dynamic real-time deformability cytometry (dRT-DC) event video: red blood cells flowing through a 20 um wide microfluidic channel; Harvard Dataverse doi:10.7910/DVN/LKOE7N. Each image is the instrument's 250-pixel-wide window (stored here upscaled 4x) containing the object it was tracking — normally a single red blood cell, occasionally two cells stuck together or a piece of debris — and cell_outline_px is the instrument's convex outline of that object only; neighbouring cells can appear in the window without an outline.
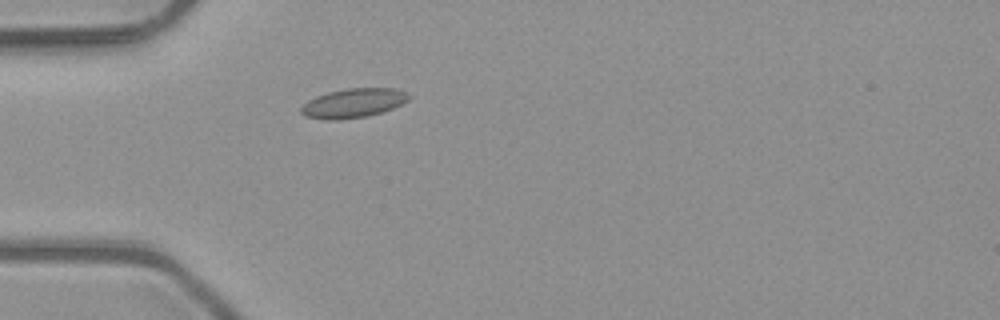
{"species": "common noctule bat (a hibernating species)", "species_latin": "Nyctalus noctula", "temperature_condition": "room temperature", "stored_images_in_passage": 3, "camera_frame_rate_fps": 3000, "um_per_image_px": 0.085, "animal": {"sex": "male", "body_mass_g": 23.1, "forearm_length_mm": 52.7}, "frame": {"image": 1, "passage_image": 3, "time_ms": 0.667, "image_size_px": [1000, 320], "cell_outline_px": [[412, 96], [408, 100], [392, 108], [368, 116], [336, 120], [328, 120], [304, 116], [300, 112], [300, 108], [308, 100], [316, 96], [328, 92], [344, 88], [396, 88], [408, 92]], "centroid_in_image_um": [30.03, 8.75], "position_along_channel_um": 55.0, "area_um2": 18.44}}